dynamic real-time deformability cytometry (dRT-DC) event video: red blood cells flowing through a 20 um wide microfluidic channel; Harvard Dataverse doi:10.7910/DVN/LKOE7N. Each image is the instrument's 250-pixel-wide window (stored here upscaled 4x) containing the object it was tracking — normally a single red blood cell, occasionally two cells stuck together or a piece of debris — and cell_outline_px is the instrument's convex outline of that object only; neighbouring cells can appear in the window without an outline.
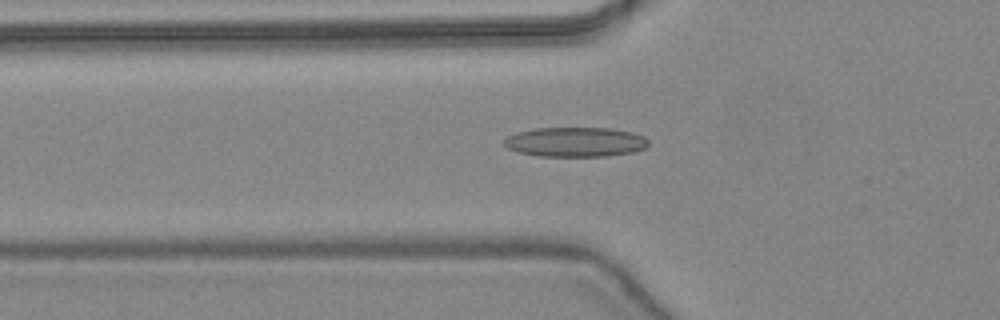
{"species": "common noctule bat (a hibernating species)", "species_latin": "Nyctalus noctula", "temperature_condition": "warm", "stored_images_in_passage": 45, "camera_frame_rate_fps": 3000, "um_per_image_px": 0.085, "animal": {"sex": "female", "body_mass_g": 24.6, "forearm_length_mm": 56.2}, "frame": {"image": 1, "passage_image": 18, "time_ms": 5.667, "image_size_px": [1000, 320], "cell_outline_px": [[648, 144], [644, 148], [636, 152], [604, 156], [540, 156], [520, 152], [508, 148], [504, 144], [504, 140], [508, 136], [516, 132], [536, 128], [608, 128], [632, 132], [644, 136], [648, 140]], "centroid_in_image_um": [48.93, 12.06], "position_along_channel_um": 76.9, "area_um2": 24.85}}
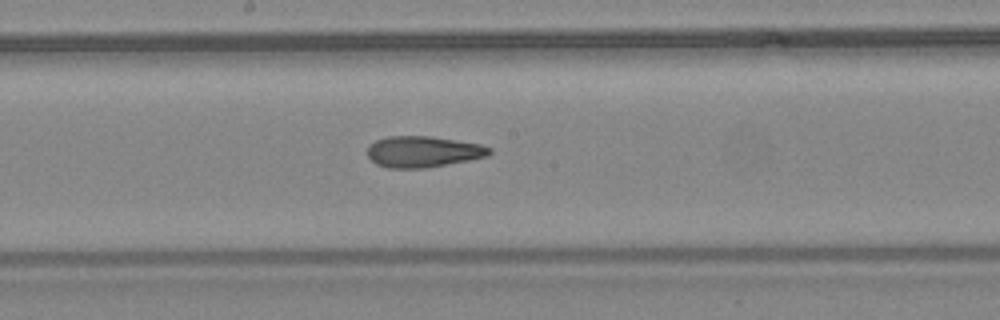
{"frame": {"image": 2, "passage_image": 27, "time_ms": 8.667, "image_size_px": [1000, 320], "cell_outline_px": [[492, 152], [488, 156], [468, 160], [424, 168], [388, 168], [376, 164], [368, 156], [368, 144], [376, 140], [388, 136], [432, 136], [480, 144], [492, 148]], "centroid_in_image_um": [35.95, 12.88], "position_along_channel_um": 212.2, "area_um2": 22.14}}
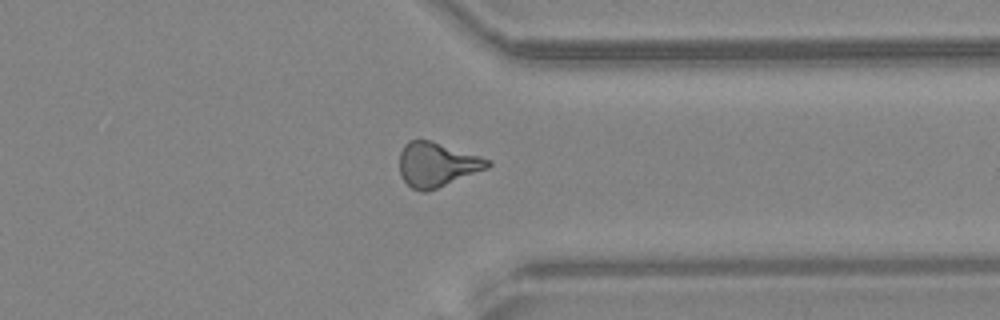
{"frame": {"image": 3, "passage_image": 38, "time_ms": 12.333, "image_size_px": [1000, 320], "cell_outline_px": [[492, 164], [488, 168], [428, 192], [420, 192], [412, 188], [404, 180], [400, 172], [400, 152], [404, 144], [408, 140], [432, 140], [492, 160]], "centroid_in_image_um": [37.15, 13.98], "position_along_channel_um": 374.3, "area_um2": 22.95}, "authors_computed_cell_mechanics": {"area_um2": 22.1374, "velocity_mm_per_s": 4.4672, "shape_relaxation_time_tau1_ms": null, "shape_relaxation_time_tau2_ms": 3.0633, "deformation_change_tau1": null, "deformation_change_tau2": 0.1383}}